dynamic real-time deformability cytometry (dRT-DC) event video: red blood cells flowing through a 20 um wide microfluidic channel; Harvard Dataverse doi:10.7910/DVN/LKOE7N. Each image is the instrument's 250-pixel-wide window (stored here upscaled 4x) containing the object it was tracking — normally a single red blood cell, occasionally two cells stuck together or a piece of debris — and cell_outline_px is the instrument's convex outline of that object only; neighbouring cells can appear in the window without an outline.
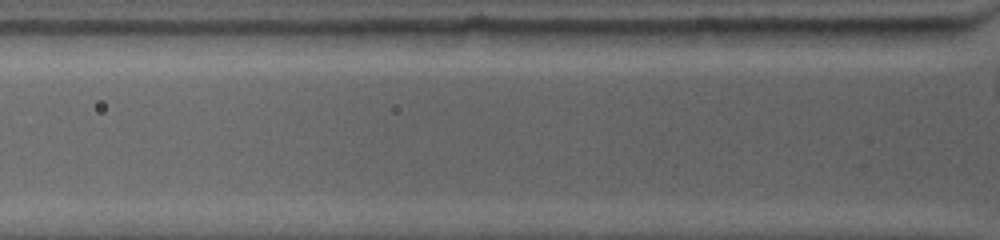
{"species": "common noctule bat (a hibernating species)", "species_latin": "Nyctalus noctula", "temperature_condition": "warm", "stored_images_in_passage": 3, "camera_frame_rate_fps": 4500, "um_per_image_px": 0.085, "animal": {"sex": "female", "body_mass_g": 19.0, "forearm_length_mm": 53.3}, "frame": {"image": 1, "passage_image": 3, "time_ms": 1.556, "image_size_px": [1000, 240], "cell_outline_px": [[952, 28], [944, 36], [924, 44], [800, 44], [796, 28]], "centroid_in_image_um": [73.93, 3.03], "position_along_channel_um": 51.9, "area_um2": 16.53}}